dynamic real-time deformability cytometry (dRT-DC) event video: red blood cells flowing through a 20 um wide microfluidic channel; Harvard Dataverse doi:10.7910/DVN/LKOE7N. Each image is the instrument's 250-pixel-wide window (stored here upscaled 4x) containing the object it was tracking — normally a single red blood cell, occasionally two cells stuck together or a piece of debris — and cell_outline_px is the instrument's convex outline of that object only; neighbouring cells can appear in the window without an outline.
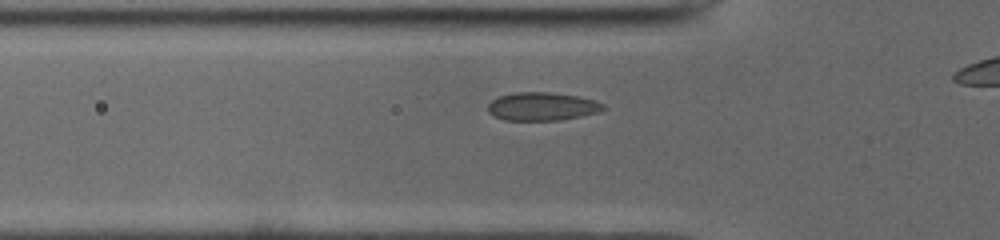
{"species": "common noctule bat (a hibernating species)", "species_latin": "Nyctalus noctula", "temperature_condition": "cold", "stored_images_in_passage": 25, "camera_frame_rate_fps": 3000, "um_per_image_px": 0.085, "animal": {"sex": "male", "body_mass_g": 19.0, "forearm_length_mm": 50.8}, "frame": {"image": 1, "passage_image": 10, "time_ms": 3.0, "image_size_px": [1000, 240], "cell_outline_px": [[608, 108], [600, 112], [580, 116], [556, 120], [504, 120], [488, 112], [488, 104], [492, 100], [500, 96], [516, 92], [548, 92], [576, 96], [592, 100], [604, 104]], "centroid_in_image_um": [46.09, 9.05], "position_along_channel_um": 79.7, "area_um2": 18.79}}
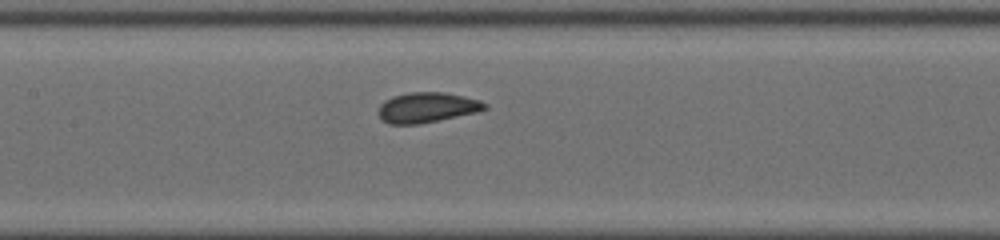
{"frame": {"image": 2, "passage_image": 17, "time_ms": 5.333, "image_size_px": [1000, 240], "cell_outline_px": [[488, 108], [476, 112], [420, 124], [388, 124], [380, 116], [380, 104], [384, 100], [392, 96], [408, 92], [444, 92], [464, 96], [480, 100], [488, 104]], "centroid_in_image_um": [36.31, 9.12], "position_along_channel_um": 171.1, "area_um2": 18.67}}
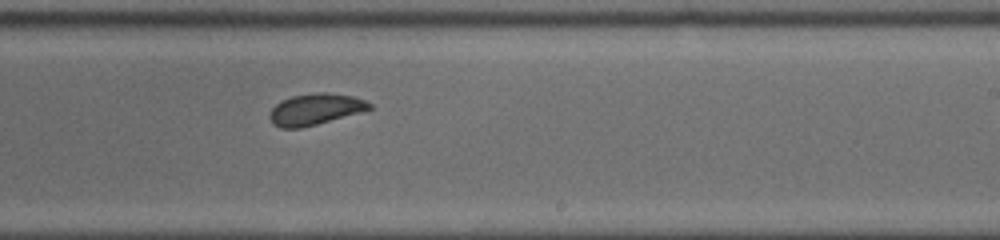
{"frame": {"image": 3, "passage_image": 24, "time_ms": 7.667, "image_size_px": [1000, 240], "cell_outline_px": [[372, 108], [316, 124], [300, 128], [280, 128], [272, 124], [268, 116], [272, 108], [276, 104], [292, 96], [316, 92], [328, 92], [352, 96], [364, 100], [372, 104]], "centroid_in_image_um": [26.75, 9.28], "position_along_channel_um": 262.3, "area_um2": 17.92}}